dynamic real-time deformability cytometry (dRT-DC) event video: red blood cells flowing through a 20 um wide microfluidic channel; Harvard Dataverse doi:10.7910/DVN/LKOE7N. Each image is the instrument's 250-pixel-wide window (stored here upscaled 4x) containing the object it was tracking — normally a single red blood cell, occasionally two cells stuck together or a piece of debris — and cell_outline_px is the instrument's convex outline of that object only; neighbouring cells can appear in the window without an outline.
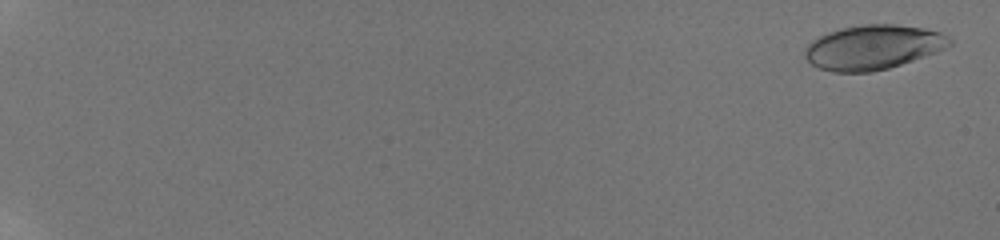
{"species": "human", "species_latin": "Homo sapiens", "temperature_condition": "room temperature", "stored_images_in_passage": 32, "camera_frame_rate_fps": 3000, "um_per_image_px": 0.085, "donor": {"sex": "male"}, "frame": {"image": 1, "passage_image": 3, "time_ms": 0.333, "image_size_px": [1000, 240], "cell_outline_px": [[952, 44], [936, 52], [888, 68], [868, 72], [832, 72], [820, 68], [812, 64], [804, 56], [804, 48], [808, 44], [820, 36], [844, 28], [864, 24], [896, 24], [920, 28], [940, 32], [948, 36], [952, 40]], "centroid_in_image_um": [74.21, 4.02], "position_along_channel_um": 10.8, "area_um2": 36.99}}
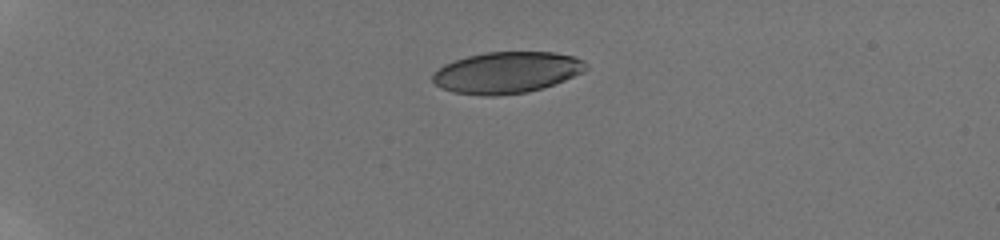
{"frame": {"image": 2, "passage_image": 24, "time_ms": 5.333, "image_size_px": [1000, 240], "cell_outline_px": [[588, 68], [584, 72], [564, 80], [528, 92], [496, 96], [484, 96], [452, 92], [440, 88], [432, 80], [432, 76], [444, 64], [468, 56], [484, 52], [552, 52], [572, 56], [588, 64]], "centroid_in_image_um": [43.06, 6.17], "position_along_channel_um": 41.9, "area_um2": 36.82}}